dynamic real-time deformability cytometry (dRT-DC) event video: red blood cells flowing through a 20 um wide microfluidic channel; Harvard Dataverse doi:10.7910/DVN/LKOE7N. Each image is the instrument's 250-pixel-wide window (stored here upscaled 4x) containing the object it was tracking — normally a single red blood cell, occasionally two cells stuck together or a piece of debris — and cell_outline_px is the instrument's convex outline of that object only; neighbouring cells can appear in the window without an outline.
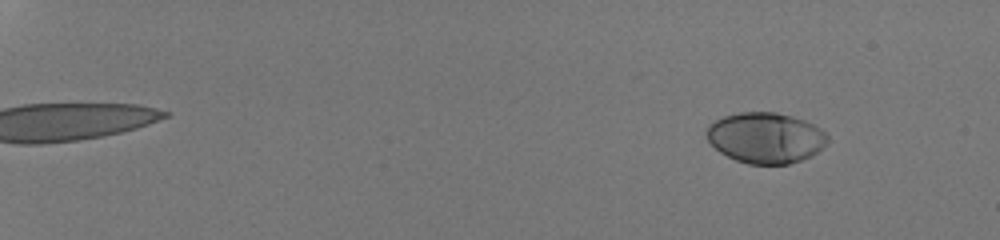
{"species": "human", "species_latin": "Homo sapiens", "temperature_condition": "room temperature", "stored_images_in_passage": 54, "camera_frame_rate_fps": 3000, "um_per_image_px": 0.085, "donor": {"sex": "male"}, "frame": {"image": 1, "passage_image": 7, "time_ms": 2.0, "image_size_px": [1000, 240], "cell_outline_px": [[828, 140], [812, 156], [788, 164], [748, 164], [736, 160], [720, 152], [708, 140], [704, 132], [708, 124], [724, 116], [740, 112], [776, 112], [792, 116], [804, 120], [820, 128], [828, 136]], "centroid_in_image_um": [65.04, 11.7], "position_along_channel_um": 20.0, "area_um2": 35.66}}
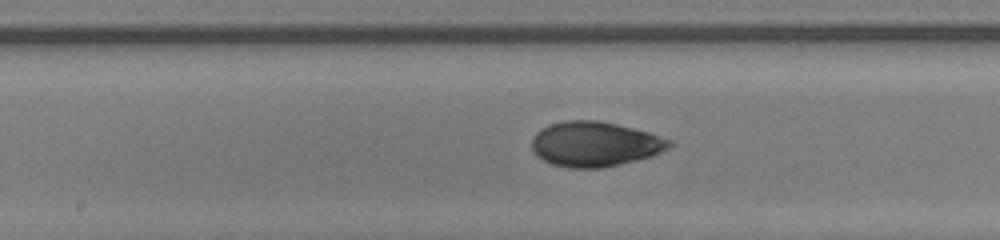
{"frame": {"image": 2, "passage_image": 34, "time_ms": 11.0, "image_size_px": [1000, 240], "cell_outline_px": [[672, 144], [668, 148], [660, 152], [648, 156], [600, 168], [568, 168], [552, 164], [536, 156], [532, 148], [532, 136], [536, 132], [552, 124], [568, 120], [600, 120], [648, 132], [672, 140]], "centroid_in_image_um": [50.52, 12.24], "position_along_channel_um": 197.7, "area_um2": 35.55}}
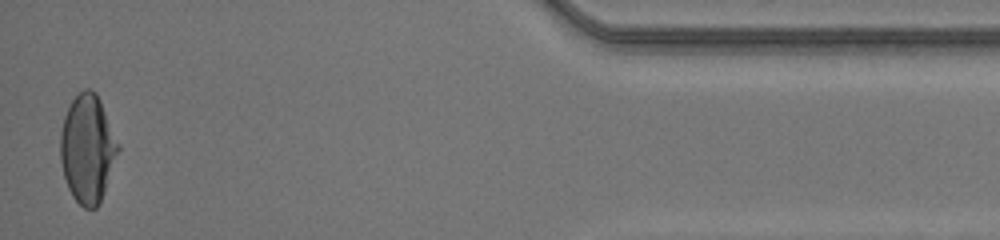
{"frame": {"image": 3, "passage_image": 54, "time_ms": 17.667, "image_size_px": [1000, 240], "cell_outline_px": [[120, 148], [100, 204], [96, 208], [84, 208], [72, 196], [68, 188], [64, 176], [60, 160], [60, 132], [64, 116], [72, 100], [84, 88], [88, 88], [96, 92], [100, 100], [120, 144]], "centroid_in_image_um": [7.45, 12.64], "position_along_channel_um": 427.8, "area_um2": 36.47}, "authors_computed_cell_mechanics": {"area_um2": 35.4892, "velocity_mm_per_s": 4.2315, "shape_relaxation_time_tau1_ms": 5.2714, "shape_relaxation_time_tau2_ms": 0.9457, "deformation_change_tau1": 0.228, "deformation_change_tau2": 0.0426}}